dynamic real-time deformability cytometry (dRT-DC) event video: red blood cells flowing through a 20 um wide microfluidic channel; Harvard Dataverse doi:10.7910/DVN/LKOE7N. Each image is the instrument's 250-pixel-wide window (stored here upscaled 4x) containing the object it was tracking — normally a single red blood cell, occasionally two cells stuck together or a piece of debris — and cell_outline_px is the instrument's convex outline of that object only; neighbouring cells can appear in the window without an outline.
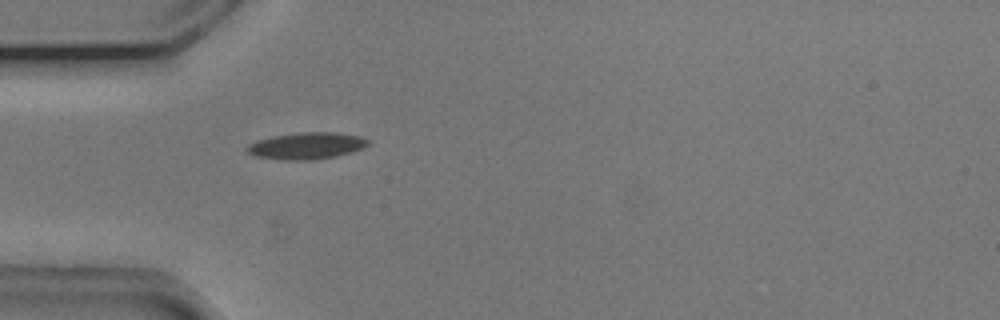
{"species": "common noctule bat (a hibernating species)", "species_latin": "Nyctalus noctula", "temperature_condition": "cold", "stored_images_in_passage": 40, "camera_frame_rate_fps": 3000, "um_per_image_px": 0.085, "animal": {"sex": "male", "body_mass_g": 20.5, "forearm_length_mm": 52.5}, "frame": {"image": 1, "passage_image": 2, "time_ms": 0.333, "image_size_px": [1000, 320], "cell_outline_px": [[368, 144], [364, 148], [352, 152], [336, 156], [312, 160], [284, 160], [256, 156], [248, 152], [244, 148], [248, 144], [256, 140], [272, 136], [300, 132], [336, 132], [360, 136], [368, 140]], "centroid_in_image_um": [26.04, 12.39], "position_along_channel_um": 59.0, "area_um2": 18.96}}
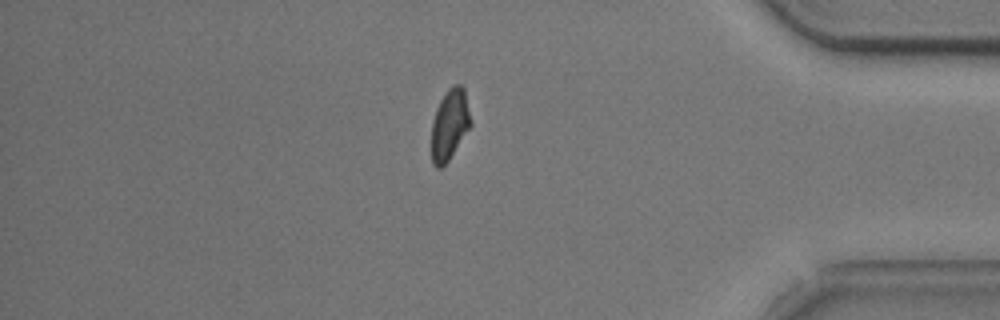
{"frame": {"image": 2, "passage_image": 32, "time_ms": 10.333, "image_size_px": [1000, 320], "cell_outline_px": [[472, 124], [448, 160], [440, 168], [436, 168], [432, 164], [432, 120], [436, 108], [440, 100], [448, 88], [452, 84], [460, 84], [464, 88], [472, 120]], "centroid_in_image_um": [38.22, 10.55], "position_along_channel_um": 397.0, "area_um2": 16.18}}
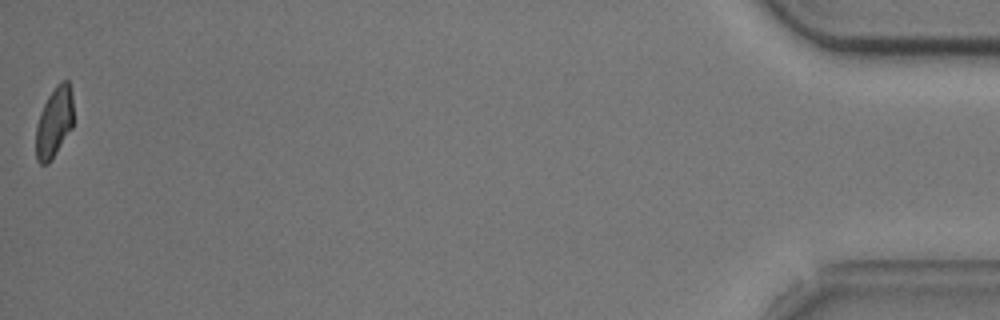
{"frame": {"image": 3, "passage_image": 40, "time_ms": 13.0, "image_size_px": [1000, 320], "cell_outline_px": [[72, 128], [48, 164], [40, 164], [36, 160], [36, 124], [40, 112], [48, 96], [56, 84], [60, 80], [68, 80], [72, 96]], "centroid_in_image_um": [4.59, 10.38], "position_along_channel_um": 430.6, "area_um2": 15.32}, "authors_computed_cell_mechanics": {"area_um2": 17.6001, "velocity_mm_per_s": 3.7209, "shape_relaxation_time_tau1_ms": 3.6518, "shape_relaxation_time_tau2_ms": 2.0381, "deformation_change_tau1": 0.1175, "deformation_change_tau2": 0.0687}}